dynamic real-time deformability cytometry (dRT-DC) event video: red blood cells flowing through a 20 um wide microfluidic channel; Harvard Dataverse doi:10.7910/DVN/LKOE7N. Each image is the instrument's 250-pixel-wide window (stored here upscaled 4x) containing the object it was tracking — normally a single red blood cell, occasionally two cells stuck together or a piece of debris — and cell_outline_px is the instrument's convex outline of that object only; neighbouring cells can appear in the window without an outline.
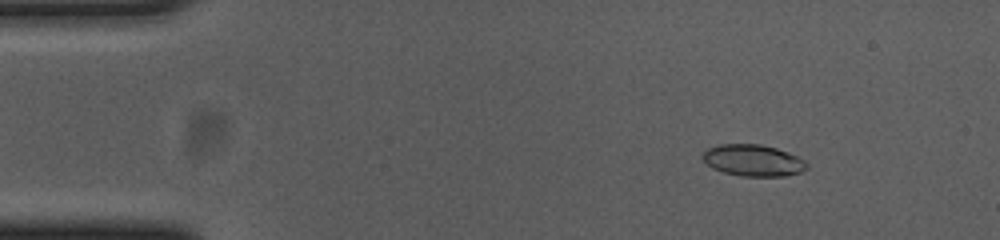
{"species": "common noctule bat (a hibernating species)", "species_latin": "Nyctalus noctula", "temperature_condition": "cold", "stored_images_in_passage": 26, "camera_frame_rate_fps": 3000, "um_per_image_px": 0.085, "animal": {"sex": "female", "body_mass_g": 23.0, "forearm_length_mm": 53.4}, "frame": {"image": 1, "passage_image": 7, "time_ms": 2.0, "image_size_px": [1000, 240], "cell_outline_px": [[808, 168], [800, 172], [784, 176], [744, 176], [724, 172], [712, 168], [704, 160], [704, 152], [708, 148], [720, 144], [760, 144], [776, 148], [796, 156], [804, 160], [808, 164]], "centroid_in_image_um": [64.03, 13.63], "position_along_channel_um": 21.0, "area_um2": 18.9}}
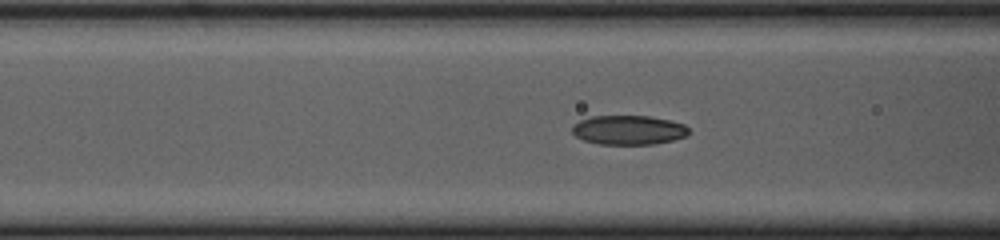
{"frame": {"image": 2, "passage_image": 21, "time_ms": 6.667, "image_size_px": [1000, 240], "cell_outline_px": [[688, 132], [684, 136], [672, 140], [652, 144], [600, 144], [584, 140], [576, 136], [572, 132], [572, 124], [580, 120], [592, 116], [648, 116], [668, 120], [684, 124], [688, 128]], "centroid_in_image_um": [53.38, 11.04], "position_along_channel_um": 113.2, "area_um2": 19.71}}
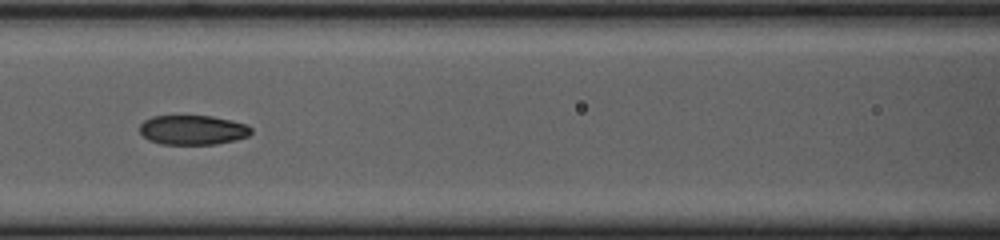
{"frame": {"image": 3, "passage_image": 24, "time_ms": 7.667, "image_size_px": [1000, 240], "cell_outline_px": [[252, 132], [248, 136], [236, 140], [216, 144], [160, 144], [148, 140], [140, 132], [140, 124], [144, 120], [152, 116], [212, 116], [232, 120], [248, 124], [252, 128]], "centroid_in_image_um": [16.41, 11.04], "position_along_channel_um": 150.2, "area_um2": 19.36}}